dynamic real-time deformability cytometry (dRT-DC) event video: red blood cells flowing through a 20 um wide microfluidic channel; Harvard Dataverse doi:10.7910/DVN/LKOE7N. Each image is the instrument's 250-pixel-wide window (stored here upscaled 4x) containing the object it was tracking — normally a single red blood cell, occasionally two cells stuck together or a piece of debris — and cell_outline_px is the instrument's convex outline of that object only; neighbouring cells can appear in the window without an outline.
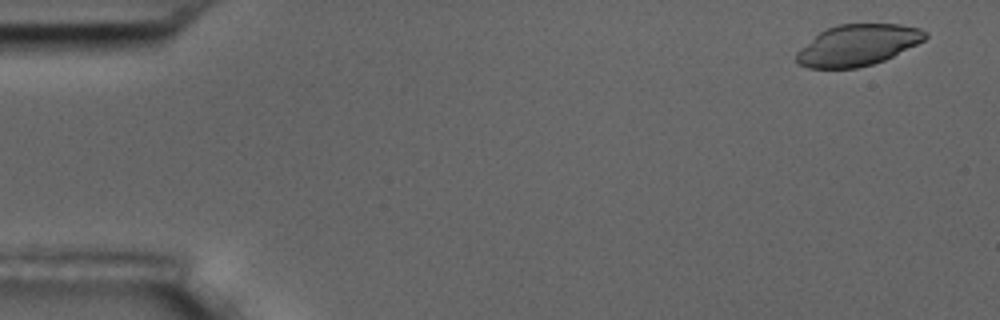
{"species": "common noctule bat (a hibernating species)", "species_latin": "Nyctalus noctula", "temperature_condition": "room temperature", "stored_images_in_passage": 5, "camera_frame_rate_fps": 3000, "um_per_image_px": 0.085, "animal": {"sex": "male", "body_mass_g": 17.5, "forearm_length_mm": 52.3}, "frame": {"image": 1, "passage_image": 1, "time_ms": 0.0, "image_size_px": [1000, 320], "cell_outline_px": [[928, 36], [924, 40], [884, 60], [872, 64], [856, 68], [808, 68], [800, 64], [796, 60], [796, 52], [800, 48], [820, 32], [836, 24], [900, 24], [920, 28], [928, 32]], "centroid_in_image_um": [72.9, 3.83], "position_along_channel_um": 12.1, "area_um2": 30.69}}